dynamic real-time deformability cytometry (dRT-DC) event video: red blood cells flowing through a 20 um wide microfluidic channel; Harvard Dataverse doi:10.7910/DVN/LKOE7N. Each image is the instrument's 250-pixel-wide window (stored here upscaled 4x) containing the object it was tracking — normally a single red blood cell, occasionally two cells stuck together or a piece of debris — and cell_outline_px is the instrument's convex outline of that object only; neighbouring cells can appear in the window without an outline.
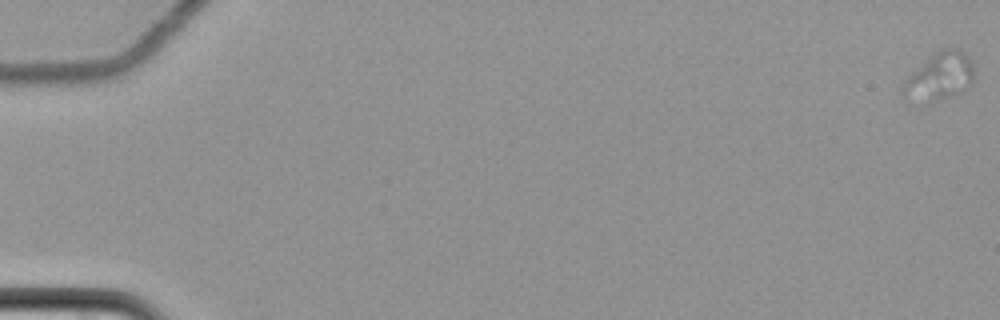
{"species": "common noctule bat (a hibernating species)", "species_latin": "Nyctalus noctula", "temperature_condition": "cold", "stored_images_in_passage": 23, "camera_frame_rate_fps": 3000, "um_per_image_px": 0.085, "animal": {"sex": "female", "body_mass_g": 22.7, "forearm_length_mm": 54.2}, "frame": {"image": 1, "passage_image": 1, "time_ms": 0.0, "image_size_px": [1000, 320], "cell_outline_px": [[972, 84], [964, 92], [940, 100], [904, 96], [900, 92], [900, 84], [924, 60], [936, 52], [944, 48], [960, 48], [968, 56], [972, 64]], "centroid_in_image_um": [79.88, 6.45], "position_along_channel_um": 5.1, "area_um2": 19.42}}
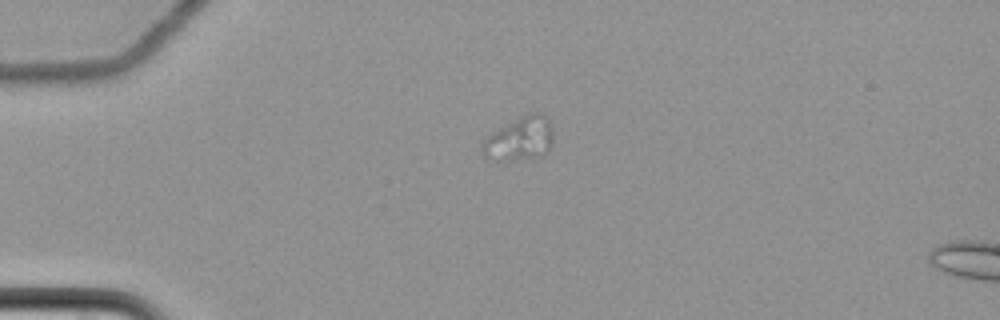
{"frame": {"image": 2, "passage_image": 18, "time_ms": 5.667, "image_size_px": [1000, 320], "cell_outline_px": [[552, 144], [548, 152], [544, 156], [512, 160], [496, 160], [484, 156], [484, 140], [492, 132], [520, 116], [528, 112], [540, 112], [548, 120], [552, 128]], "centroid_in_image_um": [44.23, 11.79], "position_along_channel_um": 40.8, "area_um2": 17.92}}